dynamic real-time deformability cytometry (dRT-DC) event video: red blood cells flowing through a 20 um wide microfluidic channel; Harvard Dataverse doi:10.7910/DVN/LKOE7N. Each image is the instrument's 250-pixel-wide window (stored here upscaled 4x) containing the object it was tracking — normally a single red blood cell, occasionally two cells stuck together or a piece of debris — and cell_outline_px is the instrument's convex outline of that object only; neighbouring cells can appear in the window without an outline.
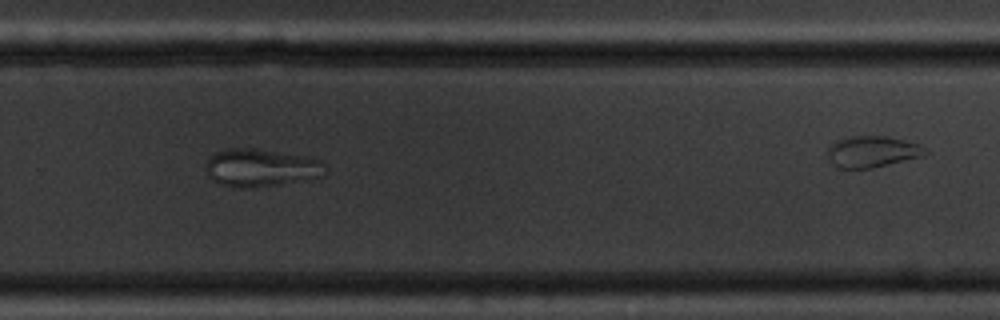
{"species": "common noctule bat (a hibernating species)", "species_latin": "Nyctalus noctula", "temperature_condition": "cold", "stored_images_in_passage": 12, "camera_frame_rate_fps": 3000, "um_per_image_px": 0.085, "animal": {"sex": "male", "body_mass_g": 20.1, "forearm_length_mm": 53.5}, "frame": {"image": 1, "passage_image": 7, "time_ms": 7.0, "image_size_px": [1000, 320], "cell_outline_px": [[324, 176], [280, 184], [256, 188], [236, 188], [220, 184], [212, 180], [208, 176], [204, 168], [204, 164], [212, 152], [228, 148], [256, 148], [304, 156], [320, 160], [324, 164]], "centroid_in_image_um": [22.09, 14.26], "position_along_channel_um": 307.7, "area_um2": 26.7}}